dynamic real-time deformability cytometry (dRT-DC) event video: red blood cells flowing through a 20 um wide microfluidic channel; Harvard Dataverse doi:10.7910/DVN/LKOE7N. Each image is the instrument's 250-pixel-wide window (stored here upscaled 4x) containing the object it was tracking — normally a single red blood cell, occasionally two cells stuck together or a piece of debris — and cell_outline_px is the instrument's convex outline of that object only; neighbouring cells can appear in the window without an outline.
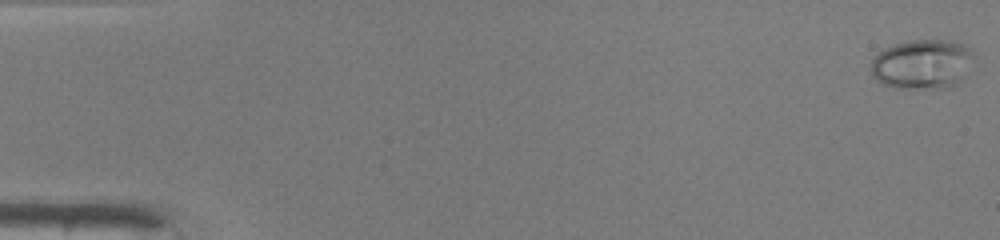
{"species": "common noctule bat (a hibernating species)", "species_latin": "Nyctalus noctula", "temperature_condition": "warm", "stored_images_in_passage": 14, "camera_frame_rate_fps": 3000, "um_per_image_px": 0.085, "animal": {"sex": "male", "body_mass_g": 19.0, "forearm_length_mm": 50.8}, "frame": {"image": 1, "passage_image": 1, "time_ms": 0.0, "image_size_px": [1000, 240], "cell_outline_px": [[968, 52], [964, 76], [956, 84], [948, 88], [892, 88], [876, 80], [872, 76], [872, 60], [884, 48], [896, 44], [912, 40], [944, 40], [960, 44], [968, 48]], "centroid_in_image_um": [78.27, 5.48], "position_along_channel_um": 6.7, "area_um2": 28.73}}